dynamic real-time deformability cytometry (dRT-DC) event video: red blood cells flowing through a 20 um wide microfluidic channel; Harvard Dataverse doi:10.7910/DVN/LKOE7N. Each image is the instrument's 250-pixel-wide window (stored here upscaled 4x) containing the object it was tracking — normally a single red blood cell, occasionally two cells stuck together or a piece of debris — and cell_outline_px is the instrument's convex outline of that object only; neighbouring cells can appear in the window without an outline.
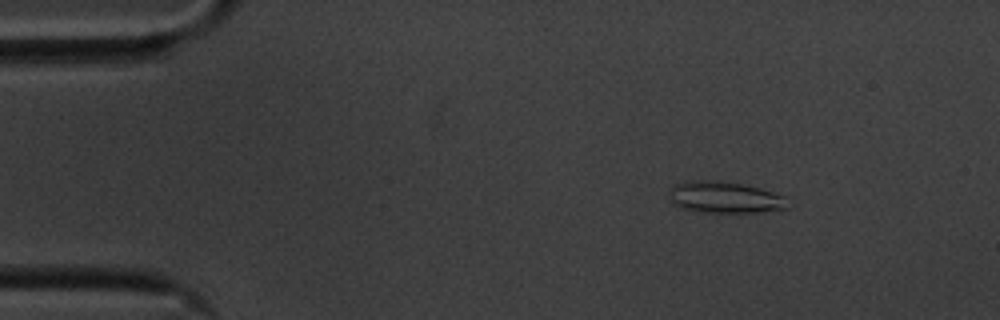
{"species": "common noctule bat (a hibernating species)", "species_latin": "Nyctalus noctula", "temperature_condition": "cold", "stored_images_in_passage": 56, "camera_frame_rate_fps": 3000, "um_per_image_px": 0.085, "animal": {"sex": "male", "body_mass_g": 20.1, "forearm_length_mm": 53.5}, "frame": {"image": 1, "passage_image": 8, "time_ms": 2.333, "image_size_px": [1000, 320], "cell_outline_px": [[796, 204], [788, 208], [756, 212], [704, 212], [684, 208], [672, 204], [668, 192], [676, 184], [688, 180], [720, 180], [744, 184], [760, 188], [784, 196]], "centroid_in_image_um": [61.67, 16.76], "position_along_channel_um": 23.3, "area_um2": 22.08}}
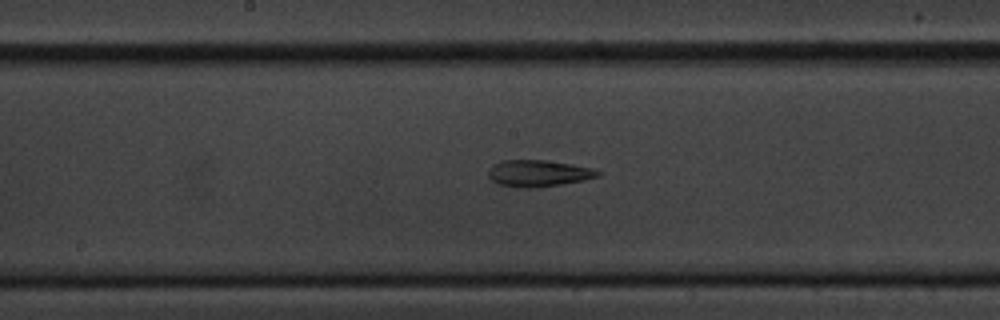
{"frame": {"image": 2, "passage_image": 29, "time_ms": 9.333, "image_size_px": [1000, 320], "cell_outline_px": [[600, 176], [584, 180], [536, 188], [524, 188], [500, 184], [492, 180], [488, 176], [488, 172], [492, 164], [504, 160], [544, 160], [572, 164], [592, 168], [600, 172]], "centroid_in_image_um": [45.76, 14.73], "position_along_channel_um": 202.4, "area_um2": 16.88}}
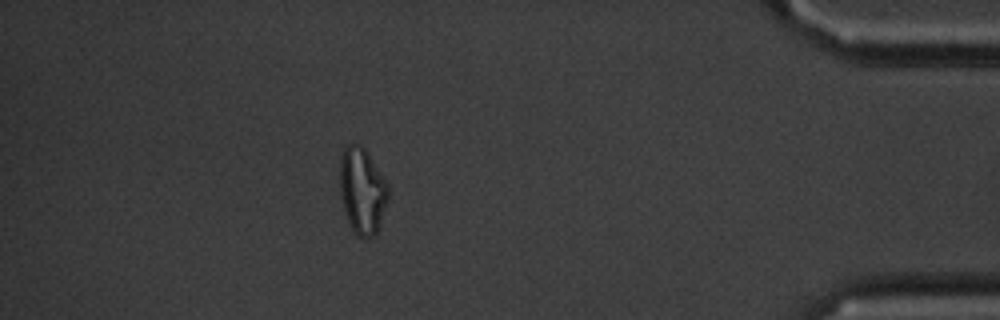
{"frame": {"image": 3, "passage_image": 50, "time_ms": 16.333, "image_size_px": [1000, 320], "cell_outline_px": [[388, 200], [380, 224], [376, 232], [372, 236], [360, 236], [352, 232], [340, 196], [340, 160], [344, 148], [348, 144], [360, 144], [368, 152], [388, 184]], "centroid_in_image_um": [30.79, 16.19], "position_along_channel_um": 404.4, "area_um2": 24.16}, "authors_computed_cell_mechanics": {"area_um2": 19.3919, "velocity_mm_per_s": 3.548, "shape_relaxation_time_tau1_ms": null, "shape_relaxation_time_tau2_ms": 7.7452, "deformation_change_tau1": null, "deformation_change_tau2": 0.1956}}